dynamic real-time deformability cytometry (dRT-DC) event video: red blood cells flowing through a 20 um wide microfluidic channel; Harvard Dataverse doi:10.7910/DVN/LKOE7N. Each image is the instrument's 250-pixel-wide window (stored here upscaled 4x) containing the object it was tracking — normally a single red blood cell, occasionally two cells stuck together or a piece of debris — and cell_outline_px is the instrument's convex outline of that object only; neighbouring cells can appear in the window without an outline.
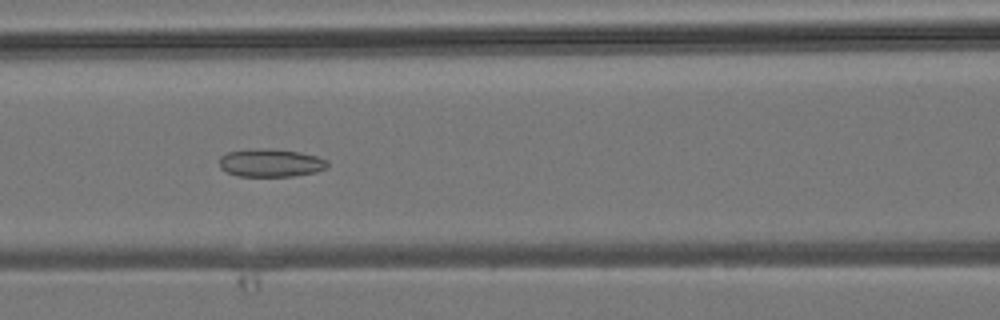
{"species": "common noctule bat (a hibernating species)", "species_latin": "Nyctalus noctula", "temperature_condition": "room temperature", "stored_images_in_passage": 35, "camera_frame_rate_fps": 3000, "um_per_image_px": 0.085, "animal": {"sex": "male", "body_mass_g": 19.2, "forearm_length_mm": 51.8}, "frame": {"image": 1, "passage_image": 10, "time_ms": 3.0, "image_size_px": [1000, 320], "cell_outline_px": [[328, 164], [324, 168], [316, 172], [292, 176], [240, 176], [228, 172], [220, 168], [220, 156], [228, 152], [248, 148], [300, 152], [316, 156], [328, 160]], "centroid_in_image_um": [22.99, 13.85], "position_along_channel_um": 143.6, "area_um2": 17.4}}
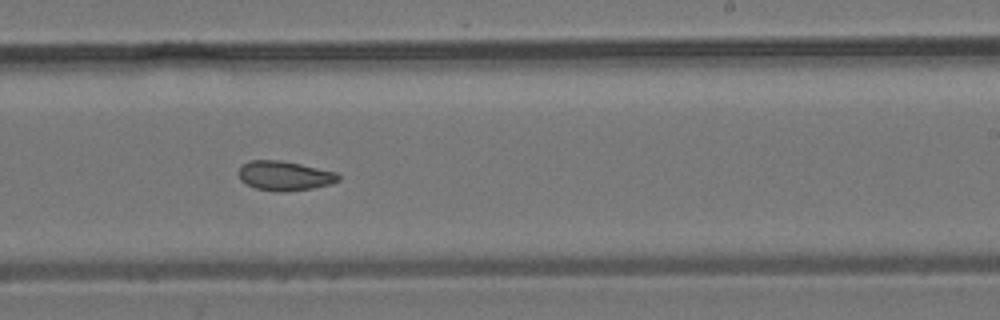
{"frame": {"image": 2, "passage_image": 18, "time_ms": 5.667, "image_size_px": [1000, 320], "cell_outline_px": [[340, 180], [332, 184], [312, 188], [284, 192], [276, 192], [256, 188], [240, 180], [240, 164], [248, 160], [280, 160], [300, 164], [336, 172], [340, 176]], "centroid_in_image_um": [24.19, 14.94], "position_along_channel_um": 264.8, "area_um2": 17.17}}
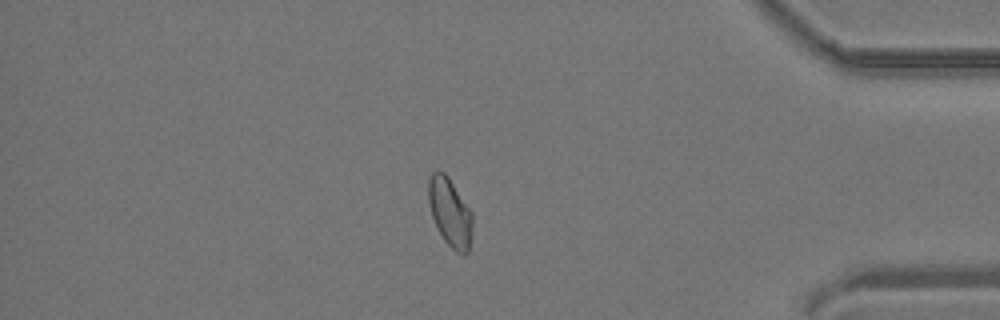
{"frame": {"image": 3, "passage_image": 29, "time_ms": 9.333, "image_size_px": [1000, 320], "cell_outline_px": [[472, 236], [468, 252], [464, 256], [456, 252], [444, 240], [432, 216], [428, 204], [428, 180], [432, 172], [436, 168], [444, 172], [448, 176], [472, 212]], "centroid_in_image_um": [38.25, 18.03], "position_along_channel_um": 397.0, "area_um2": 17.74}}